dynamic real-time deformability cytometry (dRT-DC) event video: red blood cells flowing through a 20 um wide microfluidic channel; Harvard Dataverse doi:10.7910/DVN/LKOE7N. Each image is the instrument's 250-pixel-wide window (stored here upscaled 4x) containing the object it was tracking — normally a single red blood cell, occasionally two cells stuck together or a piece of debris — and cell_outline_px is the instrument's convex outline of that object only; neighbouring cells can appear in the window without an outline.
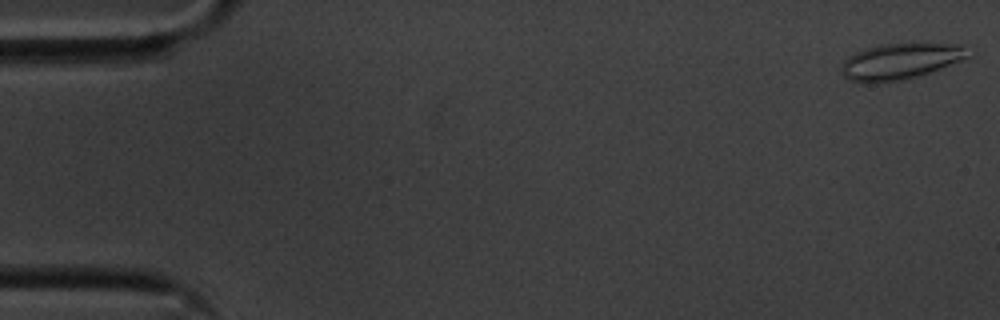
{"species": "common noctule bat (a hibernating species)", "species_latin": "Nyctalus noctula", "temperature_condition": "cold", "stored_images_in_passage": 56, "camera_frame_rate_fps": 3000, "um_per_image_px": 0.085, "animal": {"sex": "male", "body_mass_g": 20.1, "forearm_length_mm": 53.5}, "frame": {"image": 1, "passage_image": 1, "time_ms": 0.0, "image_size_px": [1000, 320], "cell_outline_px": [[976, 52], [972, 56], [940, 68], [916, 76], [900, 80], [864, 84], [848, 80], [840, 72], [840, 68], [844, 60], [848, 56], [856, 52], [880, 44], [912, 40], [964, 44], [976, 48]], "centroid_in_image_um": [76.66, 5.13], "position_along_channel_um": 8.3, "area_um2": 28.15}}
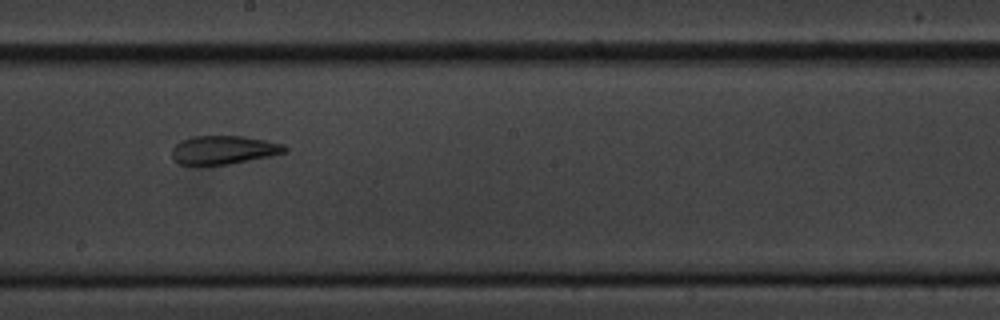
{"frame": {"image": 2, "passage_image": 31, "time_ms": 10.0, "image_size_px": [1000, 320], "cell_outline_px": [[288, 152], [272, 156], [228, 164], [180, 164], [172, 160], [172, 148], [180, 140], [192, 136], [244, 136], [284, 144], [288, 148]], "centroid_in_image_um": [19.02, 12.73], "position_along_channel_um": 229.2, "area_um2": 18.84}}
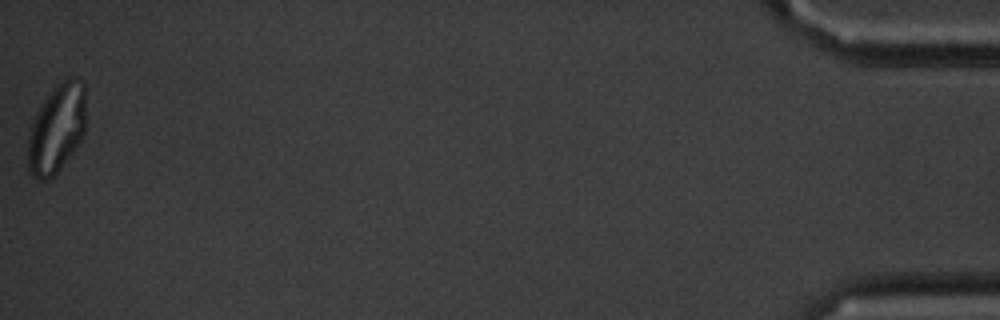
{"frame": {"image": 3, "passage_image": 56, "time_ms": 18.333, "image_size_px": [1000, 320], "cell_outline_px": [[84, 132], [80, 140], [72, 152], [60, 168], [48, 180], [36, 180], [28, 172], [28, 136], [36, 112], [40, 104], [68, 76], [76, 76], [84, 80]], "centroid_in_image_um": [4.8, 10.94], "position_along_channel_um": 430.4, "area_um2": 29.71}, "authors_computed_cell_mechanics": {"area_um2": 22.6576, "velocity_mm_per_s": 3.5616, "shape_relaxation_time_tau1_ms": null, "shape_relaxation_time_tau2_ms": 2.3763, "deformation_change_tau1": null, "deformation_change_tau2": 0.1009}}